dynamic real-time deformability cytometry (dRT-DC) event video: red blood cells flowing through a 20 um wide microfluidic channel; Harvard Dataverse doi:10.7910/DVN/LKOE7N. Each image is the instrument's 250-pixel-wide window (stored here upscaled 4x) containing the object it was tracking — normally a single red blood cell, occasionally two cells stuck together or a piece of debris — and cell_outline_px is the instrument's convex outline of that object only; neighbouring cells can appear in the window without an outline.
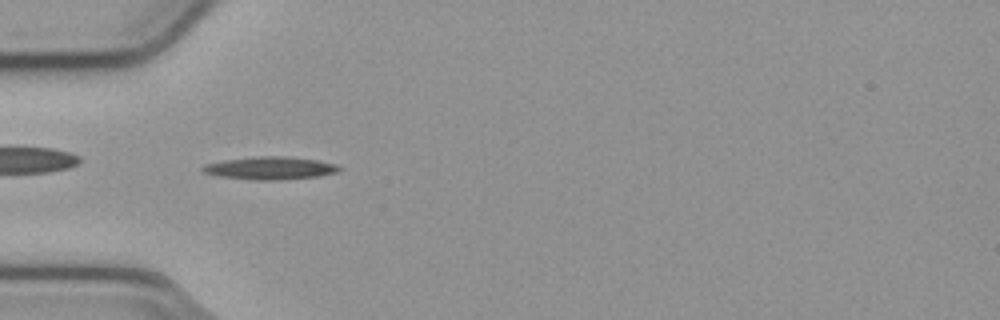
{"species": "common noctule bat (a hibernating species)", "species_latin": "Nyctalus noctula", "temperature_condition": "cold", "stored_images_in_passage": 42, "camera_frame_rate_fps": 3000, "um_per_image_px": 0.085, "animal": {"sex": "male", "body_mass_g": 23.1, "forearm_length_mm": 52.7}, "frame": {"image": 1, "passage_image": 5, "time_ms": 1.333, "image_size_px": [1000, 320], "cell_outline_px": [[344, 168], [340, 172], [320, 176], [280, 180], [252, 180], [216, 176], [200, 172], [200, 168], [204, 164], [224, 160], [256, 156], [284, 156], [316, 160], [336, 164]], "centroid_in_image_um": [22.95, 14.3], "position_along_channel_um": 62.1, "area_um2": 18.5}}
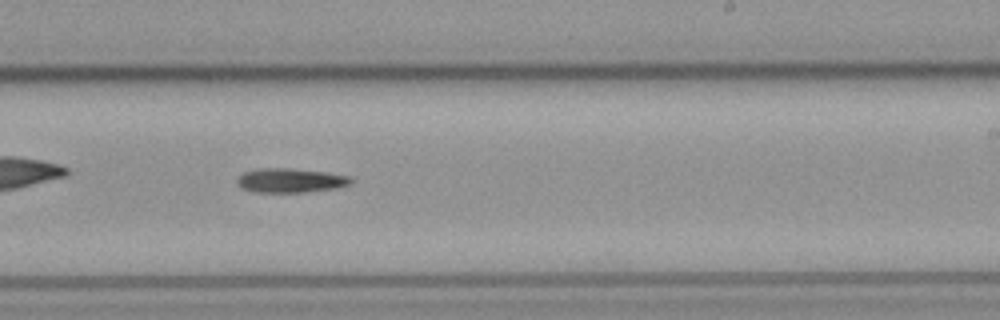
{"frame": {"image": 2, "passage_image": 21, "time_ms": 6.667, "image_size_px": [1000, 320], "cell_outline_px": [[352, 184], [336, 188], [304, 192], [256, 192], [240, 188], [236, 184], [236, 180], [244, 172], [256, 168], [288, 168], [328, 172], [352, 176]], "centroid_in_image_um": [24.69, 15.33], "position_along_channel_um": 264.3, "area_um2": 16.3}}
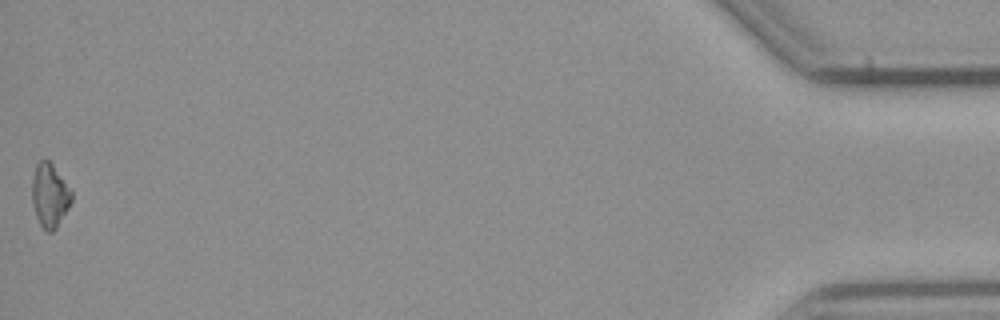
{"frame": {"image": 3, "passage_image": 42, "time_ms": 13.667, "image_size_px": [1000, 320], "cell_outline_px": [[72, 200], [68, 208], [56, 228], [52, 232], [48, 232], [40, 224], [36, 216], [32, 200], [32, 180], [36, 164], [40, 160], [48, 160], [52, 164], [72, 192]], "centroid_in_image_um": [4.22, 16.61], "position_along_channel_um": 431.0, "area_um2": 14.39}, "authors_computed_cell_mechanics": {"area_um2": 15.6638, "velocity_mm_per_s": 3.8199, "shape_relaxation_time_tau1_ms": 6.1063, "shape_relaxation_time_tau2_ms": null, "deformation_change_tau1": 0.1351, "deformation_change_tau2": null}}